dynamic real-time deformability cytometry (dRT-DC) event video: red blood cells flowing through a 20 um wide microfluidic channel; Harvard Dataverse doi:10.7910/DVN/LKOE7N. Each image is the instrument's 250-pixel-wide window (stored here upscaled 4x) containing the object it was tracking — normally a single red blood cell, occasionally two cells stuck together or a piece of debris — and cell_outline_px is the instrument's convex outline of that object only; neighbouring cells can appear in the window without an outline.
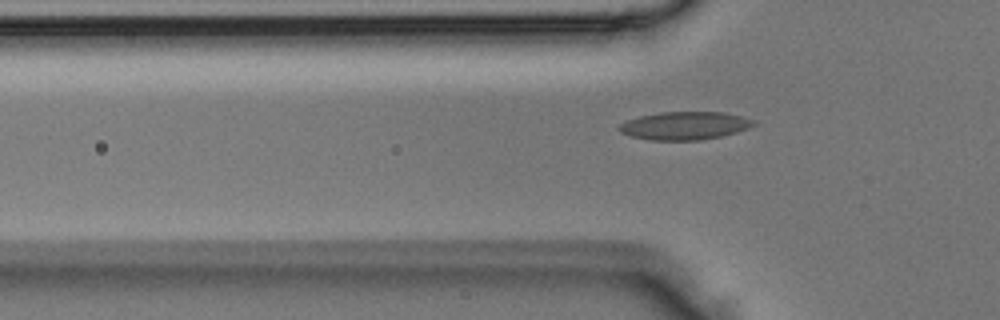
{"species": "Egyptian fruit bat (a non-hibernating species)", "species_latin": "Rousettus aegyptiacus", "temperature_condition": "room temperature", "stored_images_in_passage": 2, "camera_frame_rate_fps": 3000, "um_per_image_px": 0.085, "animal": {"sex": "male"}, "frame": {"image": 1, "passage_image": 2, "time_ms": 0.333, "image_size_px": [1000, 320], "cell_outline_px": [[756, 124], [748, 128], [736, 132], [720, 136], [700, 140], [652, 140], [632, 136], [620, 132], [616, 128], [620, 124], [628, 120], [640, 116], [660, 112], [724, 112], [756, 120]], "centroid_in_image_um": [58.2, 10.68], "position_along_channel_um": 67.6, "area_um2": 21.85}}